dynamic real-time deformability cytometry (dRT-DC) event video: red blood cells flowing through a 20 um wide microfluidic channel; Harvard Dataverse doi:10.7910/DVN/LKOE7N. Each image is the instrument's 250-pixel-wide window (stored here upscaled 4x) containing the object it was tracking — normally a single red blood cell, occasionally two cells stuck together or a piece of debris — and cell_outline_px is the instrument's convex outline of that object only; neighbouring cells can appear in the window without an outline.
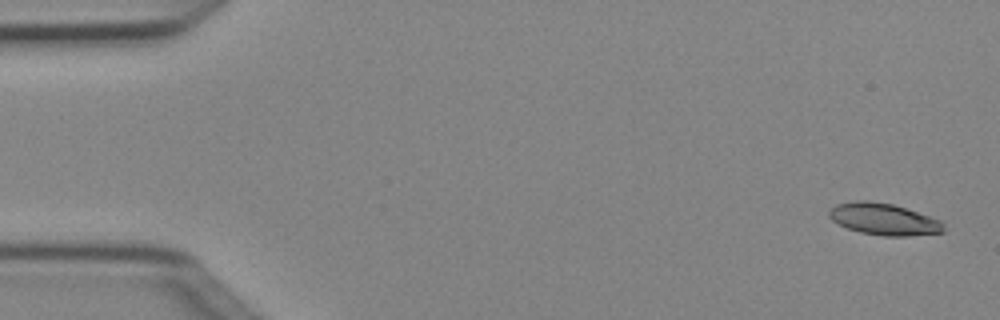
{"species": "Egyptian fruit bat (a non-hibernating species)", "species_latin": "Rousettus aegyptiacus", "temperature_condition": "cold", "stored_images_in_passage": 5, "camera_frame_rate_fps": 3000, "um_per_image_px": 0.085, "animal": {"sex": "female"}, "frame": {"image": 1, "passage_image": 1, "time_ms": 0.0, "image_size_px": [1000, 320], "cell_outline_px": [[944, 232], [908, 236], [884, 236], [860, 232], [848, 228], [832, 220], [828, 216], [828, 212], [836, 204], [856, 200], [868, 200], [892, 204], [940, 220], [944, 224]], "centroid_in_image_um": [75.1, 18.63], "position_along_channel_um": 9.9, "area_um2": 20.98}}
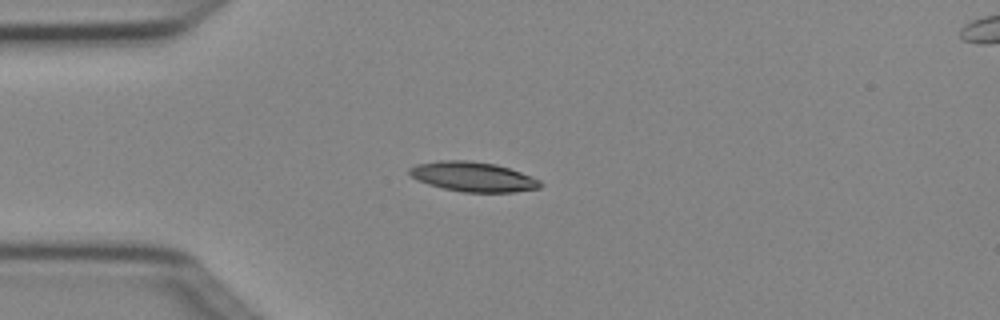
{"frame": {"image": 2, "passage_image": 4, "time_ms": 1.0, "image_size_px": [1000, 320], "cell_outline_px": [[544, 184], [540, 188], [512, 192], [464, 192], [444, 188], [428, 184], [412, 176], [408, 172], [408, 168], [416, 164], [440, 160], [468, 160], [496, 164], [532, 176], [540, 180]], "centroid_in_image_um": [40.23, 15.01], "position_along_channel_um": 44.8, "area_um2": 22.6}}